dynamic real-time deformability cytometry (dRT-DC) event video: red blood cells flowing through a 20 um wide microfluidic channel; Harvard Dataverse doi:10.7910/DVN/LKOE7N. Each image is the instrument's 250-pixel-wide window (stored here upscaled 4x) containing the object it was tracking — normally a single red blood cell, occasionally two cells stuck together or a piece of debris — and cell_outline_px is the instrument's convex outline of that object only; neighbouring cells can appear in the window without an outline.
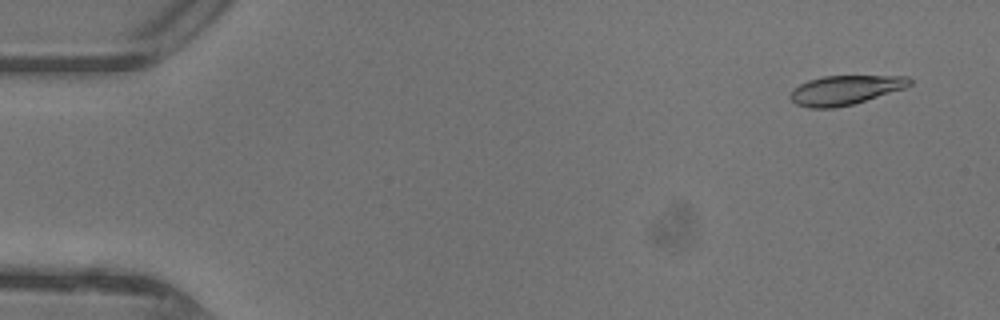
{"species": "common noctule bat (a hibernating species)", "species_latin": "Nyctalus noctula", "temperature_condition": "warm", "stored_images_in_passage": 47, "camera_frame_rate_fps": 3000, "um_per_image_px": 0.085, "animal": {"sex": "female"}, "frame": {"image": 1, "passage_image": 3, "time_ms": 0.667, "image_size_px": [1000, 320], "cell_outline_px": [[912, 84], [904, 88], [852, 104], [836, 108], [808, 108], [796, 104], [788, 96], [792, 88], [808, 80], [824, 76], [908, 76], [912, 80]], "centroid_in_image_um": [71.79, 7.65], "position_along_channel_um": 13.2, "area_um2": 20.35}}
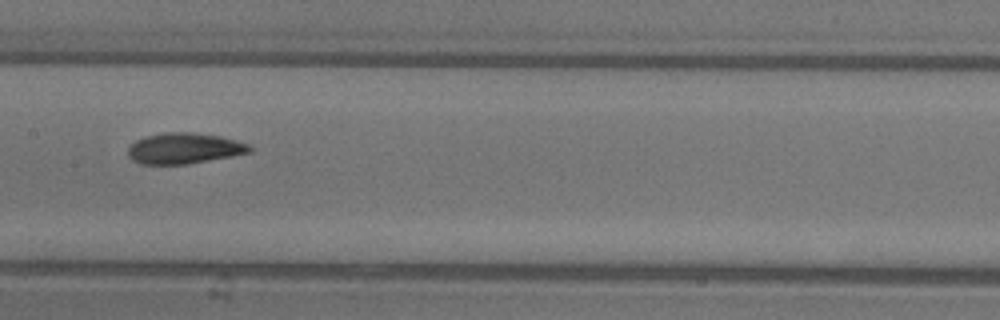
{"frame": {"image": 2, "passage_image": 24, "time_ms": 7.667, "image_size_px": [1000, 320], "cell_outline_px": [[252, 152], [232, 156], [188, 164], [140, 164], [132, 160], [128, 156], [128, 148], [136, 140], [148, 136], [164, 132], [188, 132], [220, 136], [252, 144]], "centroid_in_image_um": [15.69, 12.61], "position_along_channel_um": 191.7, "area_um2": 21.91}}
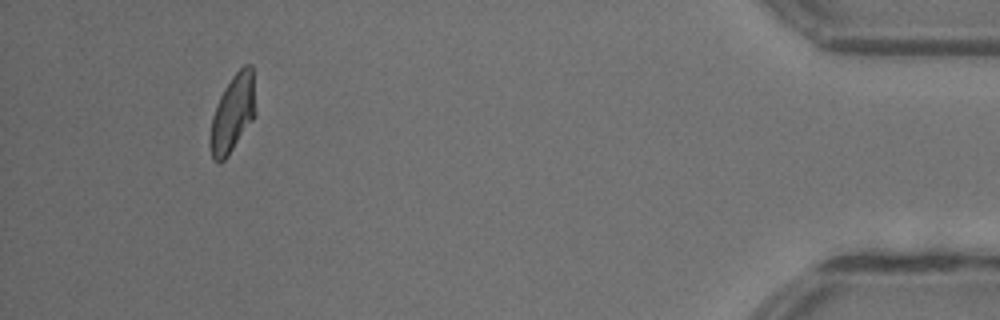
{"frame": {"image": 3, "passage_image": 44, "time_ms": 14.333, "image_size_px": [1000, 320], "cell_outline_px": [[256, 112], [252, 120], [228, 156], [220, 164], [216, 164], [212, 160], [208, 144], [208, 140], [212, 116], [220, 96], [224, 88], [232, 76], [244, 64], [252, 64]], "centroid_in_image_um": [19.75, 9.68], "position_along_channel_um": 415.5, "area_um2": 20.81}, "authors_computed_cell_mechanics": {"area_um2": 21.097, "velocity_mm_per_s": 4.3901, "shape_relaxation_time_tau1_ms": 3.2489, "shape_relaxation_time_tau2_ms": 1.2053, "deformation_change_tau1": 0.1577, "deformation_change_tau2": 0.0679}}